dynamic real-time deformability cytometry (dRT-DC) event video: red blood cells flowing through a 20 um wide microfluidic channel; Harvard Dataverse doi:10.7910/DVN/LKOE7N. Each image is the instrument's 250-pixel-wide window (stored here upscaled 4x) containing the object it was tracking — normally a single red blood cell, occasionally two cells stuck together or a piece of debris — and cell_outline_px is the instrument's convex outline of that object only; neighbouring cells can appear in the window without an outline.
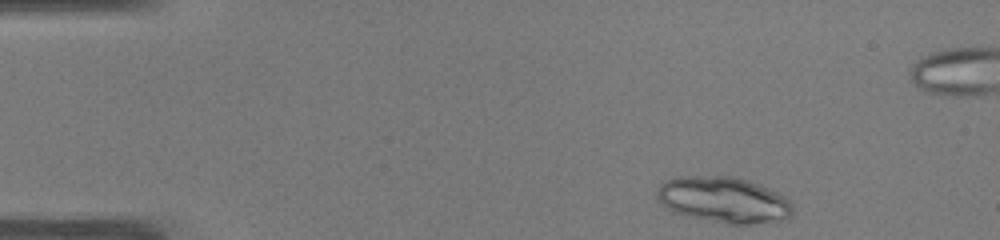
{"species": "common noctule bat (a hibernating species)", "species_latin": "Nyctalus noctula", "temperature_condition": "warm", "stored_images_in_passage": 44, "camera_frame_rate_fps": 3000, "um_per_image_px": 0.085, "animal": {"sex": "male", "body_mass_g": 19.0, "forearm_length_mm": 50.8}, "frame": {"image": 1, "passage_image": 1, "time_ms": 0.0, "image_size_px": [1000, 240], "cell_outline_px": [[792, 216], [788, 220], [748, 224], [728, 224], [688, 216], [676, 212], [668, 208], [656, 196], [656, 192], [660, 184], [668, 180], [680, 176], [736, 176], [748, 180], [768, 188], [784, 196], [792, 204]], "centroid_in_image_um": [61.55, 16.99], "position_along_channel_um": 23.4, "area_um2": 36.24}}
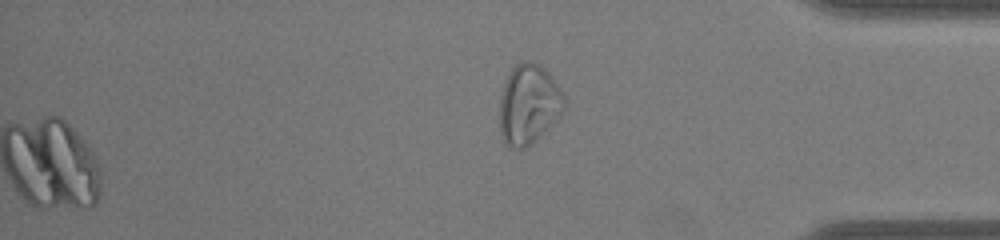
{"frame": {"image": 2, "passage_image": 44, "time_ms": 14.333, "image_size_px": [1000, 240], "cell_outline_px": [[564, 108], [560, 116], [532, 144], [524, 148], [512, 148], [504, 140], [500, 132], [500, 96], [504, 80], [512, 68], [520, 60], [528, 60], [540, 64], [552, 76], [564, 96]], "centroid_in_image_um": [44.92, 8.83], "position_along_channel_um": 390.3, "area_um2": 30.17}}